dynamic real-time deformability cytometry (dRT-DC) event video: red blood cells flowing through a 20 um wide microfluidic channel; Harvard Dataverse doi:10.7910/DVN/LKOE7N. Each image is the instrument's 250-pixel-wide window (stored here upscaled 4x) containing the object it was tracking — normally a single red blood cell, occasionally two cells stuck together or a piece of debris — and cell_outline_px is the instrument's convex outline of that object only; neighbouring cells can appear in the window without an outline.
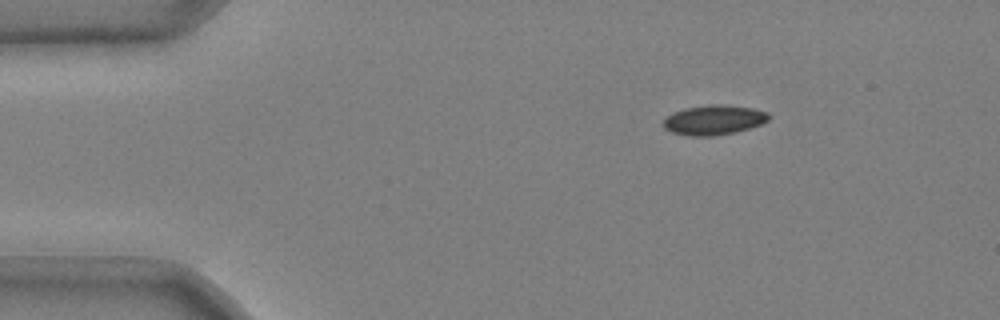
{"species": "common noctule bat (a hibernating species)", "species_latin": "Nyctalus noctula", "temperature_condition": "cold", "stored_images_in_passage": 42, "camera_frame_rate_fps": 3000, "um_per_image_px": 0.085, "animal": {"sex": "male", "body_mass_g": 20.4}, "frame": {"image": 1, "passage_image": 1, "time_ms": 0.0, "image_size_px": [1000, 320], "cell_outline_px": [[772, 116], [768, 120], [760, 124], [736, 132], [712, 136], [692, 136], [672, 132], [664, 128], [660, 124], [672, 112], [684, 108], [708, 104], [724, 104], [752, 108], [768, 112]], "centroid_in_image_um": [60.66, 10.18], "position_along_channel_um": 24.3, "area_um2": 18.44}}
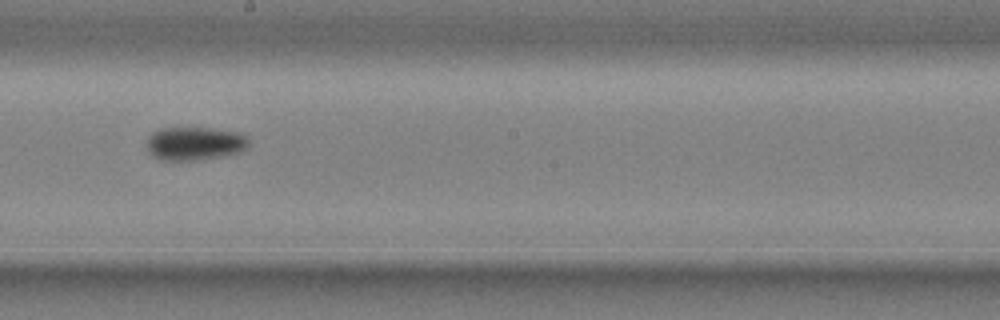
{"frame": {"image": 2, "passage_image": 23, "time_ms": 7.333, "image_size_px": [1000, 320], "cell_outline_px": [[248, 148], [240, 152], [224, 156], [192, 160], [160, 160], [152, 156], [148, 152], [148, 140], [152, 132], [160, 128], [212, 128], [240, 132], [248, 140]], "centroid_in_image_um": [16.56, 12.2], "position_along_channel_um": 231.6, "area_um2": 19.88}}
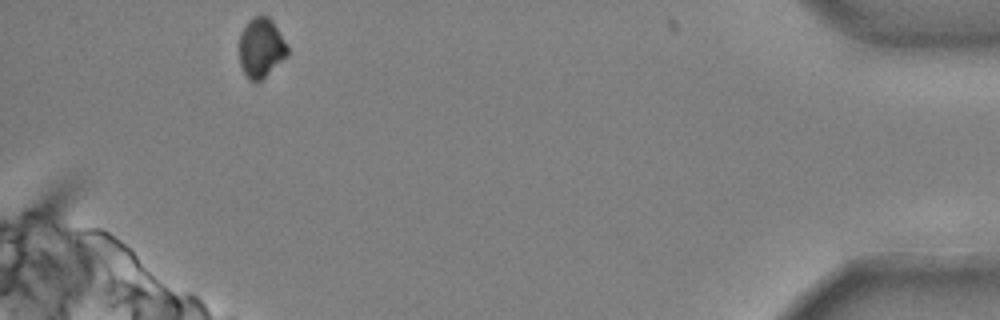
{"frame": {"image": 3, "passage_image": 42, "time_ms": 13.667, "image_size_px": [1000, 320], "cell_outline_px": [[288, 56], [256, 84], [248, 80], [240, 64], [240, 32], [248, 20], [252, 16], [268, 16], [272, 20], [288, 44]], "centroid_in_image_um": [22.2, 4.07], "position_along_channel_um": 413.0, "area_um2": 16.99}, "authors_computed_cell_mechanics": {"area_um2": 18.7272, "velocity_mm_per_s": 3.7172, "shape_relaxation_time_tau1_ms": 2.3443, "shape_relaxation_time_tau2_ms": null, "deformation_change_tau1": 0.0576, "deformation_change_tau2": null}}